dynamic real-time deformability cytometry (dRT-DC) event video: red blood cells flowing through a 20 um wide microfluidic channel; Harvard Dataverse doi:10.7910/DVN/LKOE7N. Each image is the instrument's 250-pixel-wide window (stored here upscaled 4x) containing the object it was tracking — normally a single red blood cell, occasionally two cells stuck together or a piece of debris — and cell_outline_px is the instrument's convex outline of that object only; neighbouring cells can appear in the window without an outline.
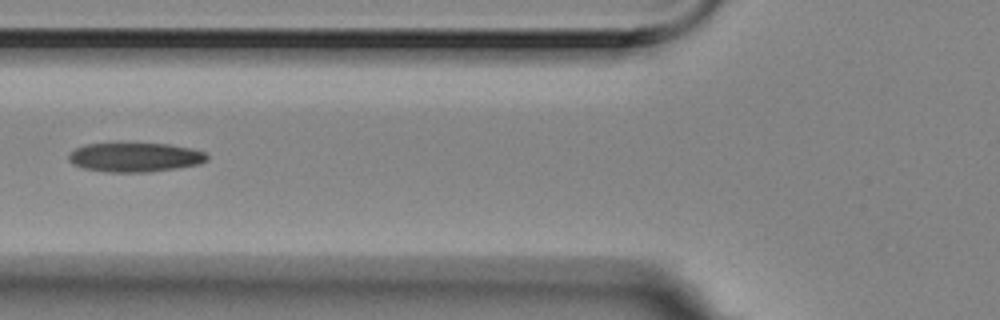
{"species": "Egyptian fruit bat (a non-hibernating species)", "species_latin": "Rousettus aegyptiacus", "temperature_condition": "room temperature", "stored_images_in_passage": 7, "camera_frame_rate_fps": 3000, "um_per_image_px": 0.085, "animal": {"sex": "female"}, "frame": {"image": 1, "passage_image": 7, "time_ms": 2.0, "image_size_px": [1000, 320], "cell_outline_px": [[208, 160], [200, 164], [152, 172], [108, 172], [84, 168], [72, 164], [68, 160], [68, 156], [76, 148], [88, 144], [168, 144], [192, 148], [204, 152], [208, 156]], "centroid_in_image_um": [11.51, 13.38], "position_along_channel_um": 114.3, "area_um2": 23.41}}